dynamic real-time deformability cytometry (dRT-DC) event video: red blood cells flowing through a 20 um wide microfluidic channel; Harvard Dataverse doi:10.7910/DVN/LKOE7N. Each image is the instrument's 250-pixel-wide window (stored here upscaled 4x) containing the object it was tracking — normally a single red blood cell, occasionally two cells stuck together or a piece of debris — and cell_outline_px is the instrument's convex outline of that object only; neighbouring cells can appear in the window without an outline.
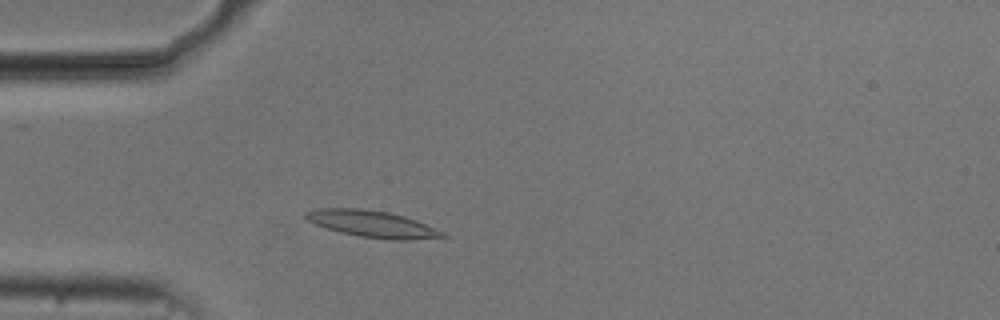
{"species": "common noctule bat (a hibernating species)", "species_latin": "Nyctalus noctula", "temperature_condition": "cold", "stored_images_in_passage": 48, "camera_frame_rate_fps": 3000, "um_per_image_px": 0.085, "animal": {"sex": "male", "body_mass_g": 20.5, "forearm_length_mm": 52.5}, "frame": {"image": 1, "passage_image": 9, "time_ms": 2.667, "image_size_px": [1000, 320], "cell_outline_px": [[448, 236], [408, 240], [392, 240], [360, 236], [340, 232], [316, 224], [308, 220], [304, 216], [304, 212], [316, 208], [364, 208], [388, 212], [404, 216], [416, 220], [444, 232]], "centroid_in_image_um": [31.63, 19.02], "position_along_channel_um": 53.4, "area_um2": 21.15}}
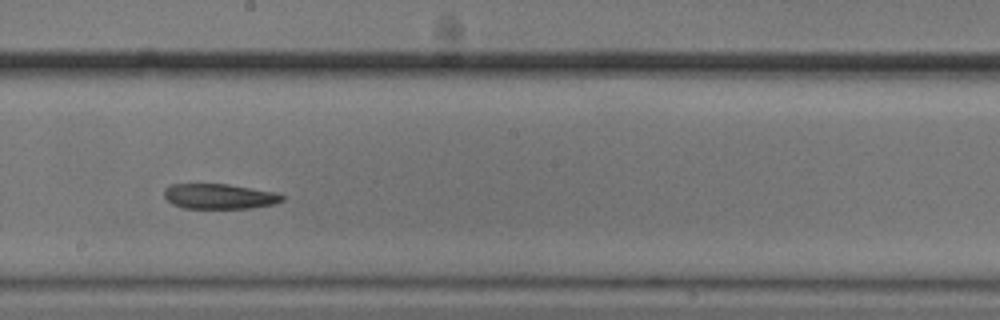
{"frame": {"image": 2, "passage_image": 24, "time_ms": 7.667, "image_size_px": [1000, 320], "cell_outline_px": [[284, 200], [276, 204], [252, 208], [184, 208], [172, 204], [164, 196], [164, 188], [172, 184], [228, 184], [272, 192], [284, 196]], "centroid_in_image_um": [18.63, 16.69], "position_along_channel_um": 229.6, "area_um2": 17.22}}
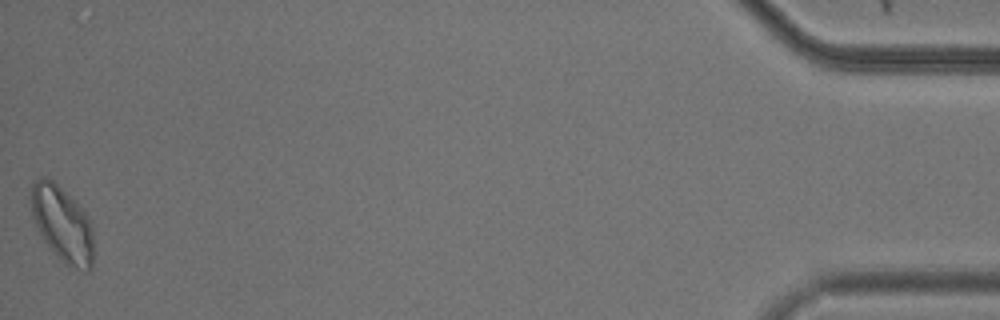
{"frame": {"image": 3, "passage_image": 48, "time_ms": 15.667, "image_size_px": [1000, 320], "cell_outline_px": [[92, 268], [88, 272], [84, 272], [64, 264], [48, 248], [32, 216], [32, 180], [40, 176], [44, 176], [52, 180], [76, 200], [88, 216], [92, 224]], "centroid_in_image_um": [5.31, 19.05], "position_along_channel_um": 429.9, "area_um2": 27.8}}